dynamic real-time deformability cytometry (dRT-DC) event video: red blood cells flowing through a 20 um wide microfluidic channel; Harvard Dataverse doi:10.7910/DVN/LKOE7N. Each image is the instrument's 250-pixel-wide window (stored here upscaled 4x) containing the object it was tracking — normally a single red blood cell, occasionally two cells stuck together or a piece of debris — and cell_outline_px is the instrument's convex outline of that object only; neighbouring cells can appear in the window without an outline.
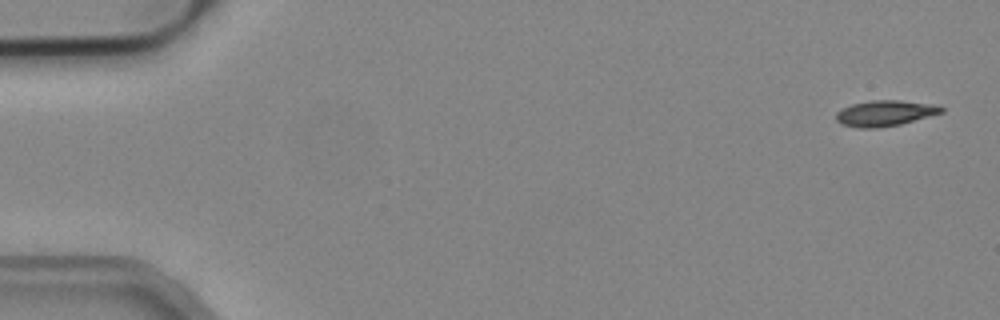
{"species": "common noctule bat (a hibernating species)", "species_latin": "Nyctalus noctula", "temperature_condition": "cold", "stored_images_in_passage": 5, "camera_frame_rate_fps": 3000, "um_per_image_px": 0.085, "animal": {"sex": "male", "body_mass_g": 19.2, "forearm_length_mm": 51.8}, "frame": {"image": 1, "passage_image": 1, "time_ms": 0.0, "image_size_px": [1000, 320], "cell_outline_px": [[944, 112], [900, 124], [876, 128], [856, 128], [840, 124], [836, 120], [836, 112], [852, 104], [872, 100], [900, 100], [928, 104], [944, 108]], "centroid_in_image_um": [75.17, 9.63], "position_along_channel_um": 9.8, "area_um2": 15.61}}